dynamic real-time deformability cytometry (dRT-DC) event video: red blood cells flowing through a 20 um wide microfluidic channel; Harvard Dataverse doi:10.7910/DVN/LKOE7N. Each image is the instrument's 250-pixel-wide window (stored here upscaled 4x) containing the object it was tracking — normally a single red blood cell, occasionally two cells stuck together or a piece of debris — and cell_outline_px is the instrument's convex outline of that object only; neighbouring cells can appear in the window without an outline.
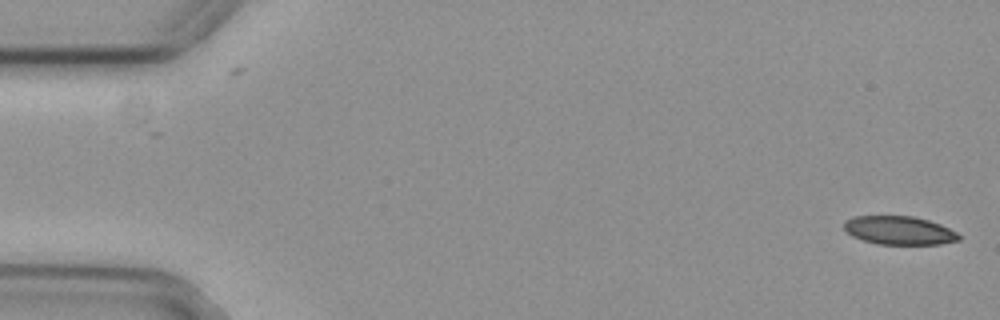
{"species": "common noctule bat (a hibernating species)", "species_latin": "Nyctalus noctula", "temperature_condition": "cold", "stored_images_in_passage": 17, "camera_frame_rate_fps": 3000, "um_per_image_px": 0.085, "animal": {"sex": "female", "body_mass_g": 29.2, "forearm_length_mm": 56.3}, "frame": {"image": 1, "passage_image": 1, "time_ms": 0.0, "image_size_px": [1000, 320], "cell_outline_px": [[960, 240], [940, 244], [876, 244], [852, 236], [844, 228], [844, 220], [852, 216], [912, 216], [928, 220], [940, 224], [956, 232], [960, 236]], "centroid_in_image_um": [76.41, 19.58], "position_along_channel_um": 8.6, "area_um2": 19.02}}